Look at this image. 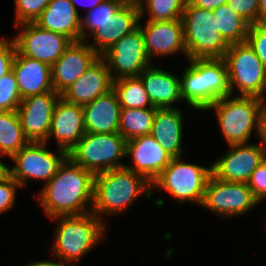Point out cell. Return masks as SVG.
<instances>
[{
    "label": "cell",
    "instance_id": "cell-9",
    "mask_svg": "<svg viewBox=\"0 0 266 266\" xmlns=\"http://www.w3.org/2000/svg\"><path fill=\"white\" fill-rule=\"evenodd\" d=\"M47 144V142H28L11 157L15 165L12 168L7 166V172L20 187L31 178L48 182L68 158L67 151L58 148L57 154L53 153L47 149Z\"/></svg>",
    "mask_w": 266,
    "mask_h": 266
},
{
    "label": "cell",
    "instance_id": "cell-32",
    "mask_svg": "<svg viewBox=\"0 0 266 266\" xmlns=\"http://www.w3.org/2000/svg\"><path fill=\"white\" fill-rule=\"evenodd\" d=\"M185 3V0H145L139 7L140 18L146 11L152 21L182 19Z\"/></svg>",
    "mask_w": 266,
    "mask_h": 266
},
{
    "label": "cell",
    "instance_id": "cell-28",
    "mask_svg": "<svg viewBox=\"0 0 266 266\" xmlns=\"http://www.w3.org/2000/svg\"><path fill=\"white\" fill-rule=\"evenodd\" d=\"M217 30L230 44L247 41L250 23L233 11L228 4H223L212 11Z\"/></svg>",
    "mask_w": 266,
    "mask_h": 266
},
{
    "label": "cell",
    "instance_id": "cell-42",
    "mask_svg": "<svg viewBox=\"0 0 266 266\" xmlns=\"http://www.w3.org/2000/svg\"><path fill=\"white\" fill-rule=\"evenodd\" d=\"M259 140L261 141L262 147L264 148V151L266 152V107H265L263 114H262V117H261Z\"/></svg>",
    "mask_w": 266,
    "mask_h": 266
},
{
    "label": "cell",
    "instance_id": "cell-41",
    "mask_svg": "<svg viewBox=\"0 0 266 266\" xmlns=\"http://www.w3.org/2000/svg\"><path fill=\"white\" fill-rule=\"evenodd\" d=\"M189 2L193 6L213 11L219 6L226 4L228 0H189Z\"/></svg>",
    "mask_w": 266,
    "mask_h": 266
},
{
    "label": "cell",
    "instance_id": "cell-34",
    "mask_svg": "<svg viewBox=\"0 0 266 266\" xmlns=\"http://www.w3.org/2000/svg\"><path fill=\"white\" fill-rule=\"evenodd\" d=\"M22 98L13 71L0 78V112L17 111Z\"/></svg>",
    "mask_w": 266,
    "mask_h": 266
},
{
    "label": "cell",
    "instance_id": "cell-45",
    "mask_svg": "<svg viewBox=\"0 0 266 266\" xmlns=\"http://www.w3.org/2000/svg\"><path fill=\"white\" fill-rule=\"evenodd\" d=\"M119 1L122 5H130V6H136L140 7L145 0H117Z\"/></svg>",
    "mask_w": 266,
    "mask_h": 266
},
{
    "label": "cell",
    "instance_id": "cell-47",
    "mask_svg": "<svg viewBox=\"0 0 266 266\" xmlns=\"http://www.w3.org/2000/svg\"><path fill=\"white\" fill-rule=\"evenodd\" d=\"M0 157L2 158V156L0 155ZM7 173V165H5L1 159H0V178Z\"/></svg>",
    "mask_w": 266,
    "mask_h": 266
},
{
    "label": "cell",
    "instance_id": "cell-23",
    "mask_svg": "<svg viewBox=\"0 0 266 266\" xmlns=\"http://www.w3.org/2000/svg\"><path fill=\"white\" fill-rule=\"evenodd\" d=\"M81 18L70 0H50L34 23L74 42L81 40Z\"/></svg>",
    "mask_w": 266,
    "mask_h": 266
},
{
    "label": "cell",
    "instance_id": "cell-48",
    "mask_svg": "<svg viewBox=\"0 0 266 266\" xmlns=\"http://www.w3.org/2000/svg\"><path fill=\"white\" fill-rule=\"evenodd\" d=\"M56 266H68L67 264H57Z\"/></svg>",
    "mask_w": 266,
    "mask_h": 266
},
{
    "label": "cell",
    "instance_id": "cell-14",
    "mask_svg": "<svg viewBox=\"0 0 266 266\" xmlns=\"http://www.w3.org/2000/svg\"><path fill=\"white\" fill-rule=\"evenodd\" d=\"M60 94L51 91L22 99L17 109L23 133L29 142H48L52 116Z\"/></svg>",
    "mask_w": 266,
    "mask_h": 266
},
{
    "label": "cell",
    "instance_id": "cell-19",
    "mask_svg": "<svg viewBox=\"0 0 266 266\" xmlns=\"http://www.w3.org/2000/svg\"><path fill=\"white\" fill-rule=\"evenodd\" d=\"M86 133L81 105L60 98L54 108L48 140L55 138L57 148L69 152Z\"/></svg>",
    "mask_w": 266,
    "mask_h": 266
},
{
    "label": "cell",
    "instance_id": "cell-13",
    "mask_svg": "<svg viewBox=\"0 0 266 266\" xmlns=\"http://www.w3.org/2000/svg\"><path fill=\"white\" fill-rule=\"evenodd\" d=\"M229 152L211 164L212 175L216 178L237 183H247L251 173L266 158L261 142L228 145Z\"/></svg>",
    "mask_w": 266,
    "mask_h": 266
},
{
    "label": "cell",
    "instance_id": "cell-35",
    "mask_svg": "<svg viewBox=\"0 0 266 266\" xmlns=\"http://www.w3.org/2000/svg\"><path fill=\"white\" fill-rule=\"evenodd\" d=\"M50 0H14L15 4V26L35 22Z\"/></svg>",
    "mask_w": 266,
    "mask_h": 266
},
{
    "label": "cell",
    "instance_id": "cell-15",
    "mask_svg": "<svg viewBox=\"0 0 266 266\" xmlns=\"http://www.w3.org/2000/svg\"><path fill=\"white\" fill-rule=\"evenodd\" d=\"M85 40L72 42L63 55L51 66L52 84L55 92L61 94L78 80L100 57Z\"/></svg>",
    "mask_w": 266,
    "mask_h": 266
},
{
    "label": "cell",
    "instance_id": "cell-31",
    "mask_svg": "<svg viewBox=\"0 0 266 266\" xmlns=\"http://www.w3.org/2000/svg\"><path fill=\"white\" fill-rule=\"evenodd\" d=\"M121 108H156L139 76L124 77L113 81Z\"/></svg>",
    "mask_w": 266,
    "mask_h": 266
},
{
    "label": "cell",
    "instance_id": "cell-11",
    "mask_svg": "<svg viewBox=\"0 0 266 266\" xmlns=\"http://www.w3.org/2000/svg\"><path fill=\"white\" fill-rule=\"evenodd\" d=\"M101 57L106 61L113 81L139 76L152 65L140 27L112 44Z\"/></svg>",
    "mask_w": 266,
    "mask_h": 266
},
{
    "label": "cell",
    "instance_id": "cell-44",
    "mask_svg": "<svg viewBox=\"0 0 266 266\" xmlns=\"http://www.w3.org/2000/svg\"><path fill=\"white\" fill-rule=\"evenodd\" d=\"M257 23L266 25V0L259 1V12Z\"/></svg>",
    "mask_w": 266,
    "mask_h": 266
},
{
    "label": "cell",
    "instance_id": "cell-29",
    "mask_svg": "<svg viewBox=\"0 0 266 266\" xmlns=\"http://www.w3.org/2000/svg\"><path fill=\"white\" fill-rule=\"evenodd\" d=\"M157 108H121L119 134L129 141L149 135L152 130Z\"/></svg>",
    "mask_w": 266,
    "mask_h": 266
},
{
    "label": "cell",
    "instance_id": "cell-46",
    "mask_svg": "<svg viewBox=\"0 0 266 266\" xmlns=\"http://www.w3.org/2000/svg\"><path fill=\"white\" fill-rule=\"evenodd\" d=\"M58 262L56 261H38L34 263H29L27 266H56Z\"/></svg>",
    "mask_w": 266,
    "mask_h": 266
},
{
    "label": "cell",
    "instance_id": "cell-18",
    "mask_svg": "<svg viewBox=\"0 0 266 266\" xmlns=\"http://www.w3.org/2000/svg\"><path fill=\"white\" fill-rule=\"evenodd\" d=\"M112 88L110 71L106 61L100 56L78 80L60 94V97L68 103L83 106Z\"/></svg>",
    "mask_w": 266,
    "mask_h": 266
},
{
    "label": "cell",
    "instance_id": "cell-39",
    "mask_svg": "<svg viewBox=\"0 0 266 266\" xmlns=\"http://www.w3.org/2000/svg\"><path fill=\"white\" fill-rule=\"evenodd\" d=\"M260 0H228L233 11L241 15L250 24L257 23Z\"/></svg>",
    "mask_w": 266,
    "mask_h": 266
},
{
    "label": "cell",
    "instance_id": "cell-30",
    "mask_svg": "<svg viewBox=\"0 0 266 266\" xmlns=\"http://www.w3.org/2000/svg\"><path fill=\"white\" fill-rule=\"evenodd\" d=\"M28 142L23 133L18 112H0V155L11 158Z\"/></svg>",
    "mask_w": 266,
    "mask_h": 266
},
{
    "label": "cell",
    "instance_id": "cell-27",
    "mask_svg": "<svg viewBox=\"0 0 266 266\" xmlns=\"http://www.w3.org/2000/svg\"><path fill=\"white\" fill-rule=\"evenodd\" d=\"M206 81V109L217 100L231 95L228 69L223 58L203 59Z\"/></svg>",
    "mask_w": 266,
    "mask_h": 266
},
{
    "label": "cell",
    "instance_id": "cell-33",
    "mask_svg": "<svg viewBox=\"0 0 266 266\" xmlns=\"http://www.w3.org/2000/svg\"><path fill=\"white\" fill-rule=\"evenodd\" d=\"M121 5L117 0H105L91 11H86L81 18V40L87 41L88 35L98 28V24L111 18ZM87 29L90 31L87 32Z\"/></svg>",
    "mask_w": 266,
    "mask_h": 266
},
{
    "label": "cell",
    "instance_id": "cell-6",
    "mask_svg": "<svg viewBox=\"0 0 266 266\" xmlns=\"http://www.w3.org/2000/svg\"><path fill=\"white\" fill-rule=\"evenodd\" d=\"M126 139L119 132H86L79 142L68 152V157L77 165L94 174L124 168L120 162L126 157Z\"/></svg>",
    "mask_w": 266,
    "mask_h": 266
},
{
    "label": "cell",
    "instance_id": "cell-25",
    "mask_svg": "<svg viewBox=\"0 0 266 266\" xmlns=\"http://www.w3.org/2000/svg\"><path fill=\"white\" fill-rule=\"evenodd\" d=\"M175 108H157L150 135L173 158L181 157L183 137V116Z\"/></svg>",
    "mask_w": 266,
    "mask_h": 266
},
{
    "label": "cell",
    "instance_id": "cell-22",
    "mask_svg": "<svg viewBox=\"0 0 266 266\" xmlns=\"http://www.w3.org/2000/svg\"><path fill=\"white\" fill-rule=\"evenodd\" d=\"M82 109L86 132L99 134L118 132L121 106L113 88L83 105Z\"/></svg>",
    "mask_w": 266,
    "mask_h": 266
},
{
    "label": "cell",
    "instance_id": "cell-24",
    "mask_svg": "<svg viewBox=\"0 0 266 266\" xmlns=\"http://www.w3.org/2000/svg\"><path fill=\"white\" fill-rule=\"evenodd\" d=\"M149 98L156 108H175L182 101L180 79L166 70L151 65L140 75Z\"/></svg>",
    "mask_w": 266,
    "mask_h": 266
},
{
    "label": "cell",
    "instance_id": "cell-16",
    "mask_svg": "<svg viewBox=\"0 0 266 266\" xmlns=\"http://www.w3.org/2000/svg\"><path fill=\"white\" fill-rule=\"evenodd\" d=\"M142 25L139 23L144 36L146 52L151 61L154 56H168L179 51L187 57L182 19L171 21L147 20L146 25Z\"/></svg>",
    "mask_w": 266,
    "mask_h": 266
},
{
    "label": "cell",
    "instance_id": "cell-5",
    "mask_svg": "<svg viewBox=\"0 0 266 266\" xmlns=\"http://www.w3.org/2000/svg\"><path fill=\"white\" fill-rule=\"evenodd\" d=\"M182 20L188 60L224 58L230 44L217 30L211 10L193 6L188 1Z\"/></svg>",
    "mask_w": 266,
    "mask_h": 266
},
{
    "label": "cell",
    "instance_id": "cell-3",
    "mask_svg": "<svg viewBox=\"0 0 266 266\" xmlns=\"http://www.w3.org/2000/svg\"><path fill=\"white\" fill-rule=\"evenodd\" d=\"M52 256L58 258L59 264L75 265L86 253H89L103 240L107 227L105 222L92 212L83 215L56 216Z\"/></svg>",
    "mask_w": 266,
    "mask_h": 266
},
{
    "label": "cell",
    "instance_id": "cell-37",
    "mask_svg": "<svg viewBox=\"0 0 266 266\" xmlns=\"http://www.w3.org/2000/svg\"><path fill=\"white\" fill-rule=\"evenodd\" d=\"M17 188L21 187L8 172L0 178V214L13 207Z\"/></svg>",
    "mask_w": 266,
    "mask_h": 266
},
{
    "label": "cell",
    "instance_id": "cell-38",
    "mask_svg": "<svg viewBox=\"0 0 266 266\" xmlns=\"http://www.w3.org/2000/svg\"><path fill=\"white\" fill-rule=\"evenodd\" d=\"M247 185L260 203L266 200V158L251 173Z\"/></svg>",
    "mask_w": 266,
    "mask_h": 266
},
{
    "label": "cell",
    "instance_id": "cell-8",
    "mask_svg": "<svg viewBox=\"0 0 266 266\" xmlns=\"http://www.w3.org/2000/svg\"><path fill=\"white\" fill-rule=\"evenodd\" d=\"M223 59L228 69L231 95L236 86L239 96H255L265 100L266 67L247 41L230 45Z\"/></svg>",
    "mask_w": 266,
    "mask_h": 266
},
{
    "label": "cell",
    "instance_id": "cell-40",
    "mask_svg": "<svg viewBox=\"0 0 266 266\" xmlns=\"http://www.w3.org/2000/svg\"><path fill=\"white\" fill-rule=\"evenodd\" d=\"M9 40L0 38V78L12 70L16 46L13 38Z\"/></svg>",
    "mask_w": 266,
    "mask_h": 266
},
{
    "label": "cell",
    "instance_id": "cell-7",
    "mask_svg": "<svg viewBox=\"0 0 266 266\" xmlns=\"http://www.w3.org/2000/svg\"><path fill=\"white\" fill-rule=\"evenodd\" d=\"M172 158L170 164L153 181L152 191L164 189L179 204L193 202L202 205L207 181L212 174L211 166L205 167Z\"/></svg>",
    "mask_w": 266,
    "mask_h": 266
},
{
    "label": "cell",
    "instance_id": "cell-26",
    "mask_svg": "<svg viewBox=\"0 0 266 266\" xmlns=\"http://www.w3.org/2000/svg\"><path fill=\"white\" fill-rule=\"evenodd\" d=\"M190 65L180 78L182 99L190 107L197 110H206V81L203 75V59H189Z\"/></svg>",
    "mask_w": 266,
    "mask_h": 266
},
{
    "label": "cell",
    "instance_id": "cell-1",
    "mask_svg": "<svg viewBox=\"0 0 266 266\" xmlns=\"http://www.w3.org/2000/svg\"><path fill=\"white\" fill-rule=\"evenodd\" d=\"M94 179V173L75 164L68 157L58 172L48 182H44L46 184L38 193L44 213L50 218L90 213Z\"/></svg>",
    "mask_w": 266,
    "mask_h": 266
},
{
    "label": "cell",
    "instance_id": "cell-2",
    "mask_svg": "<svg viewBox=\"0 0 266 266\" xmlns=\"http://www.w3.org/2000/svg\"><path fill=\"white\" fill-rule=\"evenodd\" d=\"M152 184L142 175L120 168L95 174L91 212L106 223L103 215H117L127 210L138 197L152 195Z\"/></svg>",
    "mask_w": 266,
    "mask_h": 266
},
{
    "label": "cell",
    "instance_id": "cell-17",
    "mask_svg": "<svg viewBox=\"0 0 266 266\" xmlns=\"http://www.w3.org/2000/svg\"><path fill=\"white\" fill-rule=\"evenodd\" d=\"M129 155L133 166L127 164L125 168L144 176L151 184L173 158L150 134L127 141L126 156Z\"/></svg>",
    "mask_w": 266,
    "mask_h": 266
},
{
    "label": "cell",
    "instance_id": "cell-36",
    "mask_svg": "<svg viewBox=\"0 0 266 266\" xmlns=\"http://www.w3.org/2000/svg\"><path fill=\"white\" fill-rule=\"evenodd\" d=\"M247 42L266 67V25L260 23L250 24Z\"/></svg>",
    "mask_w": 266,
    "mask_h": 266
},
{
    "label": "cell",
    "instance_id": "cell-20",
    "mask_svg": "<svg viewBox=\"0 0 266 266\" xmlns=\"http://www.w3.org/2000/svg\"><path fill=\"white\" fill-rule=\"evenodd\" d=\"M140 11L136 6L121 5L111 18L98 24V28L88 38L95 43L89 44L100 56L124 35L139 27Z\"/></svg>",
    "mask_w": 266,
    "mask_h": 266
},
{
    "label": "cell",
    "instance_id": "cell-12",
    "mask_svg": "<svg viewBox=\"0 0 266 266\" xmlns=\"http://www.w3.org/2000/svg\"><path fill=\"white\" fill-rule=\"evenodd\" d=\"M21 28L14 42L16 50L31 59L52 66L64 53L72 41L65 35L39 27L34 22L15 26Z\"/></svg>",
    "mask_w": 266,
    "mask_h": 266
},
{
    "label": "cell",
    "instance_id": "cell-10",
    "mask_svg": "<svg viewBox=\"0 0 266 266\" xmlns=\"http://www.w3.org/2000/svg\"><path fill=\"white\" fill-rule=\"evenodd\" d=\"M259 200L247 183L227 182L210 175L202 205L224 218L241 216L254 209Z\"/></svg>",
    "mask_w": 266,
    "mask_h": 266
},
{
    "label": "cell",
    "instance_id": "cell-4",
    "mask_svg": "<svg viewBox=\"0 0 266 266\" xmlns=\"http://www.w3.org/2000/svg\"><path fill=\"white\" fill-rule=\"evenodd\" d=\"M266 100L255 96H225L206 110H215L219 128L228 145L248 143L255 129L260 138Z\"/></svg>",
    "mask_w": 266,
    "mask_h": 266
},
{
    "label": "cell",
    "instance_id": "cell-43",
    "mask_svg": "<svg viewBox=\"0 0 266 266\" xmlns=\"http://www.w3.org/2000/svg\"><path fill=\"white\" fill-rule=\"evenodd\" d=\"M71 1V3L74 5V7L76 8V11H78L77 10V7H76V3H78L80 6L82 5V6H86V7H88L89 9H88V11H91L92 9H94L97 5H99V4H101L103 1H105V0H70ZM81 1V2H80ZM82 1H85L86 2V4L84 3V2H82ZM84 3V4H83Z\"/></svg>",
    "mask_w": 266,
    "mask_h": 266
},
{
    "label": "cell",
    "instance_id": "cell-21",
    "mask_svg": "<svg viewBox=\"0 0 266 266\" xmlns=\"http://www.w3.org/2000/svg\"><path fill=\"white\" fill-rule=\"evenodd\" d=\"M12 71L22 99L54 91L51 66L47 63L23 56L16 50Z\"/></svg>",
    "mask_w": 266,
    "mask_h": 266
}]
</instances>
